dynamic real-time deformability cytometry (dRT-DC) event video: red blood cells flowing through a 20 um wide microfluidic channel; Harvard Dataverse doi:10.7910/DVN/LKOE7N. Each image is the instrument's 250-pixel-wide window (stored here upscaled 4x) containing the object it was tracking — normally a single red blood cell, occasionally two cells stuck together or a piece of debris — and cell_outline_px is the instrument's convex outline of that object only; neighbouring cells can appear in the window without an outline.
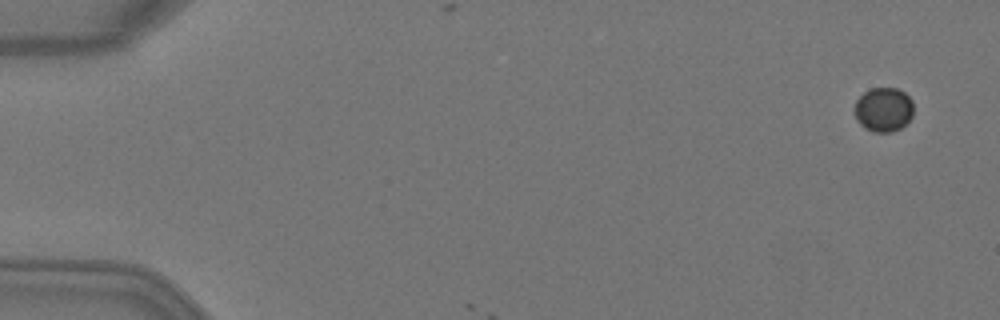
{"species": "Egyptian fruit bat (a non-hibernating species)", "species_latin": "Rousettus aegyptiacus", "temperature_condition": "warm", "stored_images_in_passage": 2, "camera_frame_rate_fps": 3000, "um_per_image_px": 0.085, "animal": {"sex": "female"}, "frame": {"image": 1, "passage_image": 1, "time_ms": 0.0, "image_size_px": [1000, 320], "cell_outline_px": [[912, 116], [900, 128], [892, 132], [872, 132], [864, 128], [856, 120], [856, 100], [864, 92], [872, 88], [896, 88], [904, 92], [912, 100]], "centroid_in_image_um": [75.09, 9.32], "position_along_channel_um": 9.9, "area_um2": 15.09}}